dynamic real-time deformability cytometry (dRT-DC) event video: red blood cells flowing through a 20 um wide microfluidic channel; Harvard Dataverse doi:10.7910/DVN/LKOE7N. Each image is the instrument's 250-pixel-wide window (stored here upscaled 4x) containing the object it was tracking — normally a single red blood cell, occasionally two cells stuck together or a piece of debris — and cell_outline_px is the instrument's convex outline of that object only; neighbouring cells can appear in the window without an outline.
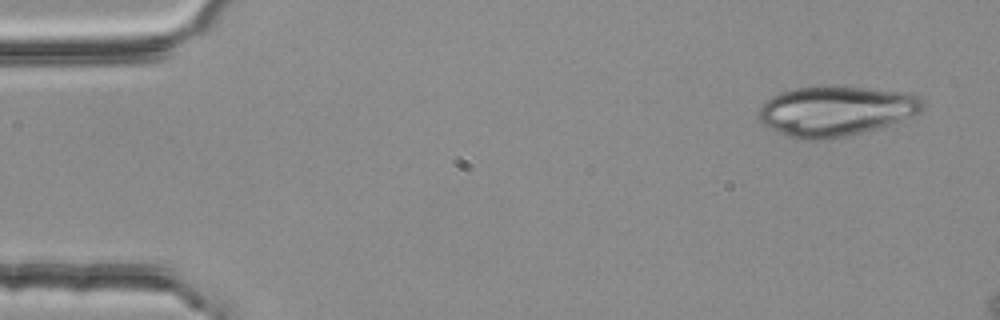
{"species": "common noctule bat (a hibernating species)", "species_latin": "Nyctalus noctula", "temperature_condition": "room temperature", "stored_images_in_passage": 3, "camera_frame_rate_fps": 3000, "um_per_image_px": 0.085, "animal": {"sex": "female", "body_mass_g": 25.1}, "frame": {"image": 1, "passage_image": 1, "time_ms": 0.0, "image_size_px": [1000, 320], "cell_outline_px": [[924, 108], [920, 112], [900, 120], [876, 128], [844, 136], [824, 140], [800, 140], [788, 136], [764, 124], [756, 116], [764, 100], [780, 92], [796, 88], [836, 84], [912, 92], [920, 96], [924, 100]], "centroid_in_image_um": [71.06, 9.39], "position_along_channel_um": 13.9, "area_um2": 48.44}}